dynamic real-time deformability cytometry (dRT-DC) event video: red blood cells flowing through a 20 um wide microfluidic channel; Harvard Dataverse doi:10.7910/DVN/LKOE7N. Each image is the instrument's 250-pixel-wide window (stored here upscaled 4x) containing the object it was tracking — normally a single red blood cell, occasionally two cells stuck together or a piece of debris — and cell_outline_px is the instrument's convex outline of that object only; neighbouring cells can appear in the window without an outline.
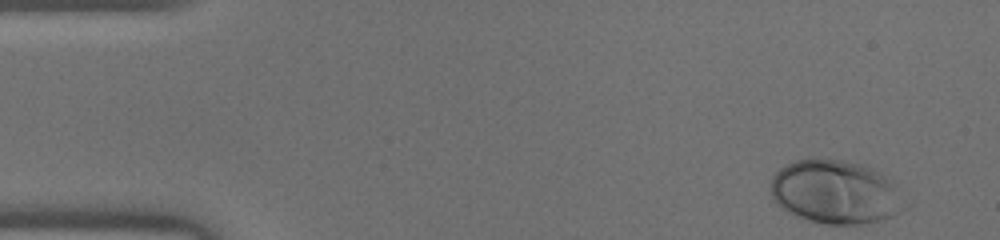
{"species": "human", "species_latin": "Homo sapiens", "temperature_condition": "warm", "stored_images_in_passage": 44, "camera_frame_rate_fps": 3000, "um_per_image_px": 0.085, "donor": {"sex": "male"}, "frame": {"image": 1, "passage_image": 1, "time_ms": 0.0, "image_size_px": [1000, 240], "cell_outline_px": [[904, 208], [900, 212], [892, 216], [880, 220], [864, 224], [828, 224], [796, 216], [788, 212], [776, 204], [772, 200], [772, 176], [780, 168], [796, 160], [840, 160], [860, 164], [872, 168], [892, 180]], "centroid_in_image_um": [70.98, 16.34], "position_along_channel_um": 14.0, "area_um2": 48.84}}
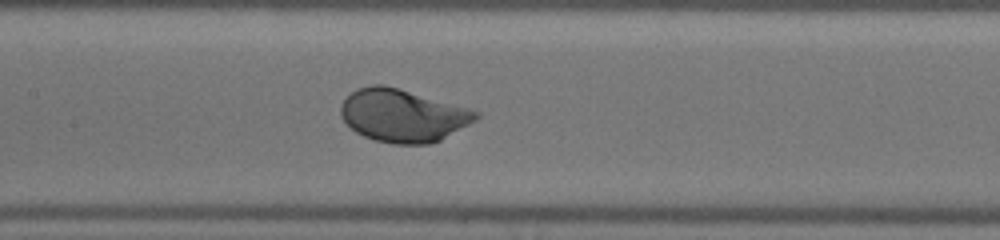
{"frame": {"image": 2, "passage_image": 20, "time_ms": 6.333, "image_size_px": [1000, 240], "cell_outline_px": [[480, 116], [476, 120], [440, 140], [428, 144], [392, 144], [376, 140], [364, 136], [356, 132], [340, 116], [340, 104], [356, 88], [372, 84], [384, 84], [468, 108], [480, 112]], "centroid_in_image_um": [34.22, 9.81], "position_along_channel_um": 173.2, "area_um2": 41.33}}
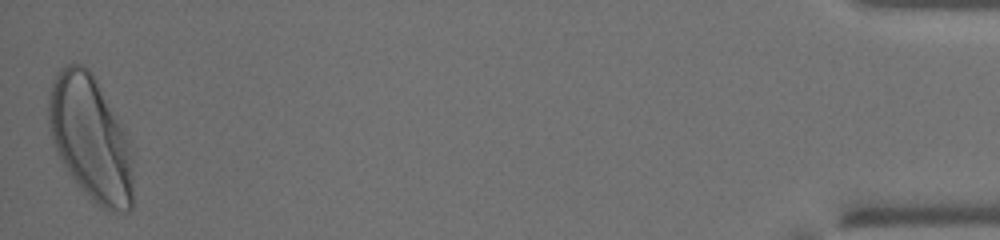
{"frame": {"image": 3, "passage_image": 44, "time_ms": 14.333, "image_size_px": [1000, 240], "cell_outline_px": [[132, 208], [128, 212], [112, 212], [100, 208], [76, 184], [64, 168], [52, 144], [48, 124], [48, 96], [52, 80], [56, 72], [60, 68], [68, 64], [80, 64], [88, 68], [92, 72], [124, 132], [132, 180]], "centroid_in_image_um": [7.61, 11.77], "position_along_channel_um": 427.6, "area_um2": 60.86}}